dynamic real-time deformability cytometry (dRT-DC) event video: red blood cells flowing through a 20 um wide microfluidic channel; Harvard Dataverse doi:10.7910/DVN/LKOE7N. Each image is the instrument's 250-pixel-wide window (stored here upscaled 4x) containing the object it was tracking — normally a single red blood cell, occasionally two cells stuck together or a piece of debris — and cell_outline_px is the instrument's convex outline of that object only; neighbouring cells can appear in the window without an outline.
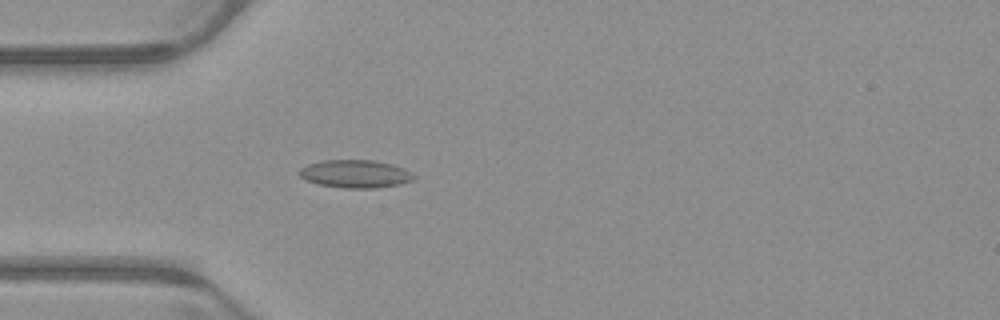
{"species": "common noctule bat (a hibernating species)", "species_latin": "Nyctalus noctula", "temperature_condition": "warm", "stored_images_in_passage": 52, "camera_frame_rate_fps": 3000, "um_per_image_px": 0.085, "animal": {"sex": "male", "body_mass_g": 23.1, "forearm_length_mm": 52.7}, "frame": {"image": 1, "passage_image": 15, "time_ms": 4.667, "image_size_px": [1000, 320], "cell_outline_px": [[416, 176], [412, 180], [400, 184], [376, 188], [344, 188], [320, 184], [308, 180], [300, 176], [300, 168], [308, 164], [324, 160], [372, 160], [392, 164], [404, 168], [412, 172]], "centroid_in_image_um": [30.25, 14.77], "position_along_channel_um": 54.8, "area_um2": 18.5}}
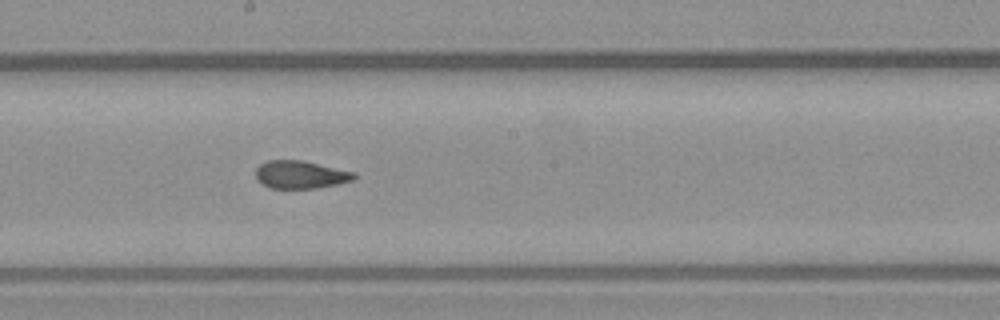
{"frame": {"image": 2, "passage_image": 28, "time_ms": 9.0, "image_size_px": [1000, 320], "cell_outline_px": [[356, 176], [352, 180], [336, 184], [316, 188], [272, 188], [256, 180], [256, 168], [260, 164], [268, 160], [300, 160], [356, 172]], "centroid_in_image_um": [25.53, 14.84], "position_along_channel_um": 222.7, "area_um2": 15.78}}
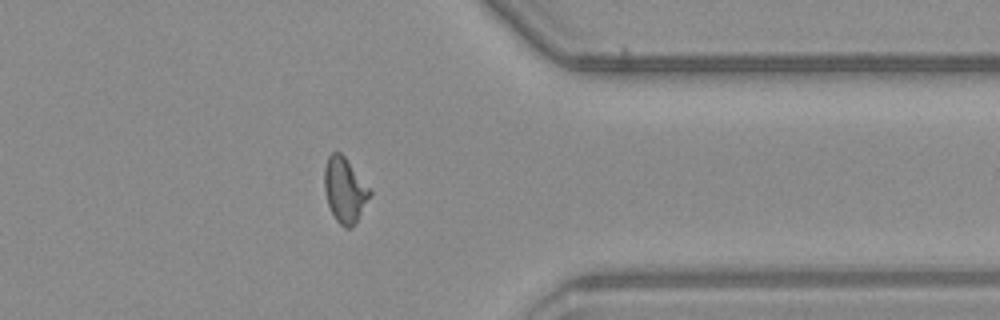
{"frame": {"image": 3, "passage_image": 41, "time_ms": 13.333, "image_size_px": [1000, 320], "cell_outline_px": [[372, 192], [356, 224], [348, 228], [344, 228], [336, 220], [328, 204], [324, 188], [324, 168], [328, 156], [332, 152], [340, 152], [344, 156]], "centroid_in_image_um": [29.29, 16.17], "position_along_channel_um": 382.1, "area_um2": 16.99}, "authors_computed_cell_mechanics": {"area_um2": 16.8776, "velocity_mm_per_s": 3.9662, "shape_relaxation_time_tau1_ms": null, "shape_relaxation_time_tau2_ms": 1.5613, "deformation_change_tau1": null, "deformation_change_tau2": 0.0729}}